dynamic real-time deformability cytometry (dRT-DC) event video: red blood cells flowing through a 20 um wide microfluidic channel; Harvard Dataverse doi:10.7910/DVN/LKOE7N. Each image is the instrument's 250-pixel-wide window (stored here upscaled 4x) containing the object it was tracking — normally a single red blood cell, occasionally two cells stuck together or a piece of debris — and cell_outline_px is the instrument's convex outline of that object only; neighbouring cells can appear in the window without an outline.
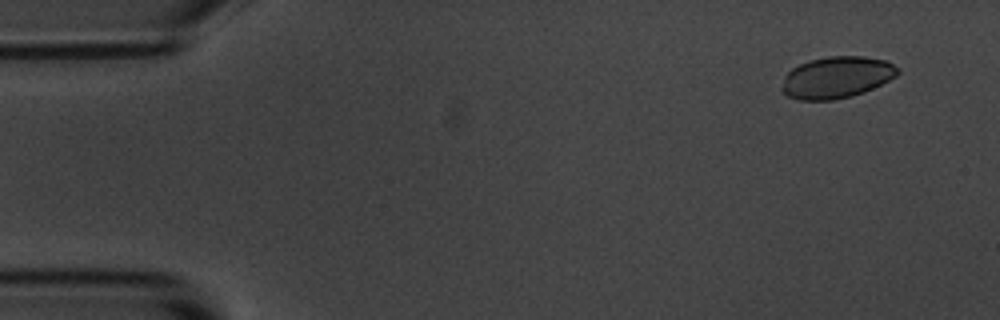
{"species": "common noctule bat (a hibernating species)", "species_latin": "Nyctalus noctula", "temperature_condition": "room temperature", "stored_images_in_passage": 5, "segment_of_instrument_passage": [2, 2], "camera_frame_rate_fps": 3000, "um_per_image_px": 0.085, "animal": {"sex": "male", "body_mass_g": 20.1, "forearm_length_mm": 53.5}, "frame": {"image": 1, "passage_image": 5, "time_ms": 4.667, "image_size_px": [1000, 320], "cell_outline_px": [[900, 72], [896, 76], [864, 92], [852, 96], [832, 100], [796, 100], [788, 96], [780, 88], [784, 76], [792, 68], [800, 64], [812, 60], [828, 56], [864, 56], [884, 60], [900, 68]], "centroid_in_image_um": [71.1, 6.58], "position_along_channel_um": 13.9, "area_um2": 28.09}}